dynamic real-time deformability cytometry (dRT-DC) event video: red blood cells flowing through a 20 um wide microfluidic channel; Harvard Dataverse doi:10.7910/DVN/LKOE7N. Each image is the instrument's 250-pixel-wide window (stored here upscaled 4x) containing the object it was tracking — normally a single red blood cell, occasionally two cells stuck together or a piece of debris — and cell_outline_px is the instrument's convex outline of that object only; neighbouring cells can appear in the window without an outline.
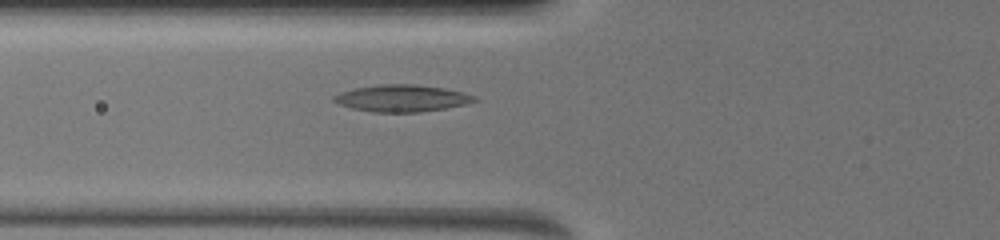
{"species": "common noctule bat (a hibernating species)", "species_latin": "Nyctalus noctula", "temperature_condition": "warm", "stored_images_in_passage": 4, "camera_frame_rate_fps": 3000, "um_per_image_px": 0.085, "animal": {"sex": "female", "body_mass_g": 19.5, "forearm_length_mm": 54.1}, "frame": {"image": 1, "passage_image": 4, "time_ms": 2.333, "image_size_px": [1000, 240], "cell_outline_px": [[480, 100], [464, 104], [444, 108], [420, 112], [372, 112], [352, 108], [340, 104], [332, 100], [332, 96], [340, 92], [356, 88], [380, 84], [416, 84], [444, 88], [464, 92], [476, 96]], "centroid_in_image_um": [34.17, 8.34], "position_along_channel_um": 91.6, "area_um2": 22.02}}